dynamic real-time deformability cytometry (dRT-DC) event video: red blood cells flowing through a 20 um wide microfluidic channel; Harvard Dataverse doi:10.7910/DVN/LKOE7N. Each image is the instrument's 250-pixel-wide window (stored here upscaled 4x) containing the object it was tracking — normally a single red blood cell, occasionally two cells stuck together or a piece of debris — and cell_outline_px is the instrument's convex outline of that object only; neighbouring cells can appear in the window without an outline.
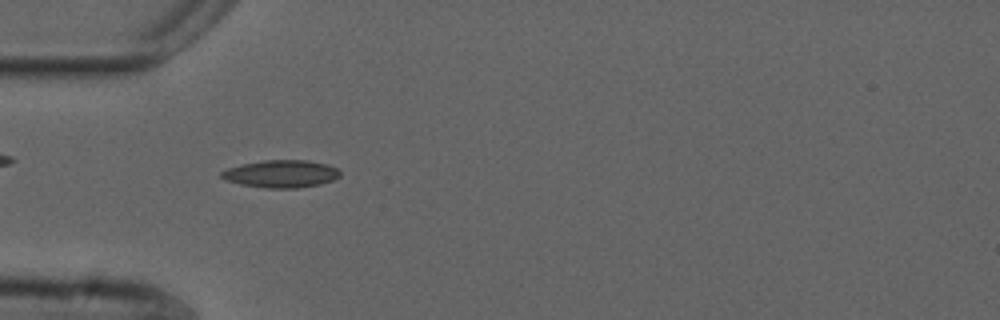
{"species": "common noctule bat (a hibernating species)", "species_latin": "Nyctalus noctula", "temperature_condition": "cold", "stored_images_in_passage": 54, "camera_frame_rate_fps": 3000, "um_per_image_px": 0.085, "animal": {"sex": "male", "forearm_length_mm": 52.5}, "frame": {"image": 1, "passage_image": 16, "time_ms": 5.0, "image_size_px": [1000, 320], "cell_outline_px": [[340, 176], [332, 180], [320, 184], [296, 188], [268, 188], [240, 184], [224, 180], [220, 176], [220, 172], [228, 168], [244, 164], [264, 160], [308, 160], [328, 164], [336, 168], [340, 172]], "centroid_in_image_um": [23.89, 14.77], "position_along_channel_um": 61.1, "area_um2": 18.96}}
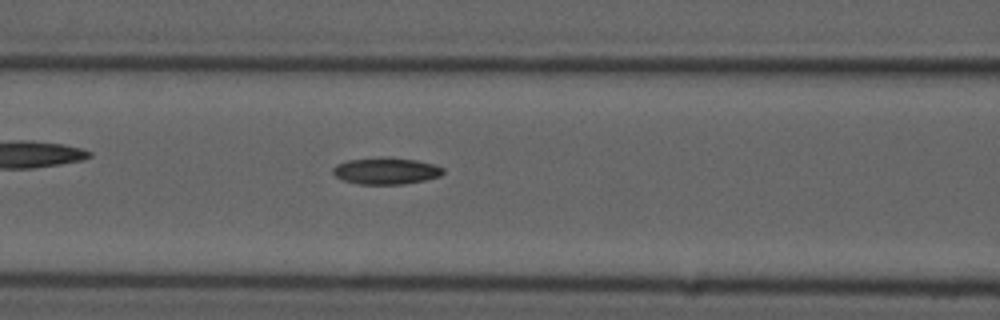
{"frame": {"image": 2, "passage_image": 22, "time_ms": 7.0, "image_size_px": [1000, 320], "cell_outline_px": [[444, 172], [440, 176], [424, 180], [404, 184], [360, 184], [344, 180], [336, 176], [332, 172], [332, 168], [336, 164], [348, 160], [416, 160], [436, 164], [444, 168]], "centroid_in_image_um": [32.84, 14.57], "position_along_channel_um": 133.8, "area_um2": 16.3}}
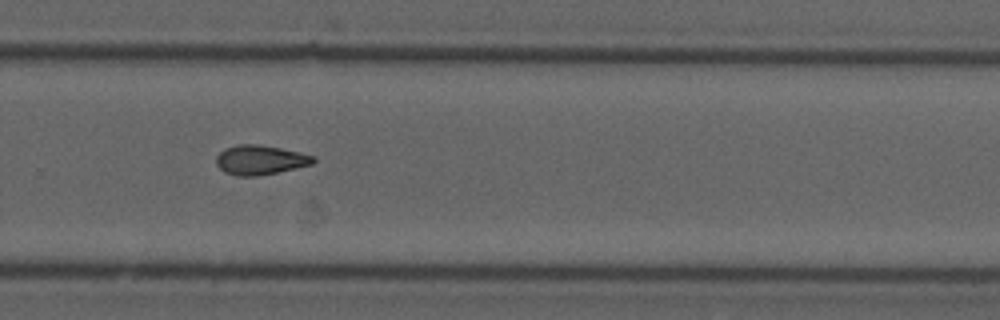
{"frame": {"image": 3, "passage_image": 36, "time_ms": 11.667, "image_size_px": [1000, 320], "cell_outline_px": [[316, 160], [312, 164], [276, 172], [256, 176], [240, 176], [224, 172], [216, 164], [216, 156], [224, 148], [236, 144], [256, 144], [280, 148], [300, 152], [312, 156]], "centroid_in_image_um": [22.07, 13.58], "position_along_channel_um": 307.7, "area_um2": 16.53}, "authors_computed_cell_mechanics": {"area_um2": 16.5597, "velocity_mm_per_s": 3.7319, "shape_relaxation_time_tau1_ms": null, "shape_relaxation_time_tau2_ms": 7.1781, "deformation_change_tau1": null, "deformation_change_tau2": 0.1505}}